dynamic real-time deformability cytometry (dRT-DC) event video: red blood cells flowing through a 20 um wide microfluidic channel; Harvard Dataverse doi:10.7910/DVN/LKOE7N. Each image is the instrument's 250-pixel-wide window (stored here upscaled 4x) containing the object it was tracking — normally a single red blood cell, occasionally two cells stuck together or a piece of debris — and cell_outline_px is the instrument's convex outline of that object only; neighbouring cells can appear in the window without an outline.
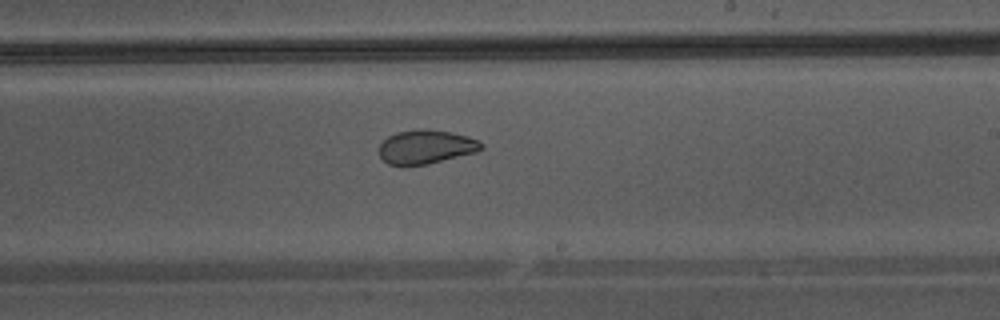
{"species": "Egyptian fruit bat (a non-hibernating species)", "species_latin": "Rousettus aegyptiacus", "temperature_condition": "warm", "stored_images_in_passage": 32, "camera_frame_rate_fps": 3000, "um_per_image_px": 0.085, "animal": {"sex": "male"}, "frame": {"image": 1, "passage_image": 14, "time_ms": 4.333, "image_size_px": [1000, 320], "cell_outline_px": [[484, 148], [476, 152], [428, 164], [388, 164], [380, 156], [380, 144], [388, 136], [396, 132], [416, 128], [424, 128], [452, 132], [468, 136], [480, 140], [484, 144]], "centroid_in_image_um": [36.25, 12.45], "position_along_channel_um": 252.7, "area_um2": 20.23}}